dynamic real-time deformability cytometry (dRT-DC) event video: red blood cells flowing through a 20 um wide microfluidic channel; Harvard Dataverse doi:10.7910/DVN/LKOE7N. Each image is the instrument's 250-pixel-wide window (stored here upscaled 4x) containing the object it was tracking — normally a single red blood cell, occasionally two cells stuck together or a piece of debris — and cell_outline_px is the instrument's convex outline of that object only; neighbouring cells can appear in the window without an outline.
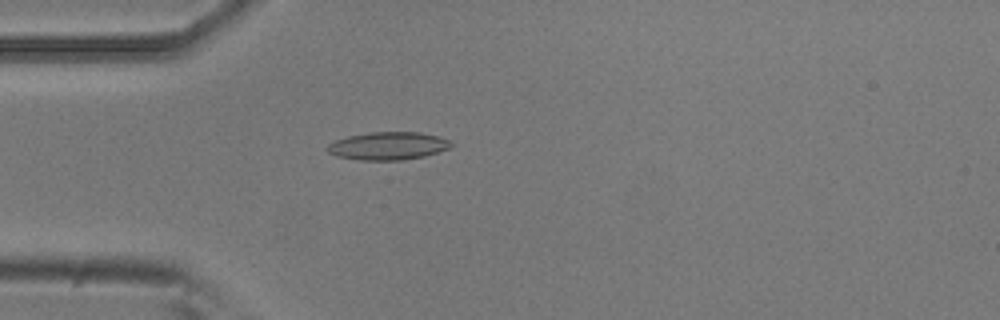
{"species": "common noctule bat (a hibernating species)", "species_latin": "Nyctalus noctula", "temperature_condition": "room temperature", "stored_images_in_passage": 53, "camera_frame_rate_fps": 3000, "um_per_image_px": 0.085, "animal": {"sex": "male", "body_mass_g": 20.5, "forearm_length_mm": 52.5}, "frame": {"image": 1, "passage_image": 15, "time_ms": 4.667, "image_size_px": [1000, 320], "cell_outline_px": [[456, 144], [448, 148], [424, 156], [404, 160], [360, 160], [336, 156], [328, 152], [324, 148], [328, 144], [336, 140], [348, 136], [368, 132], [420, 132], [440, 136]], "centroid_in_image_um": [32.97, 12.4], "position_along_channel_um": 52.0, "area_um2": 20.23}}
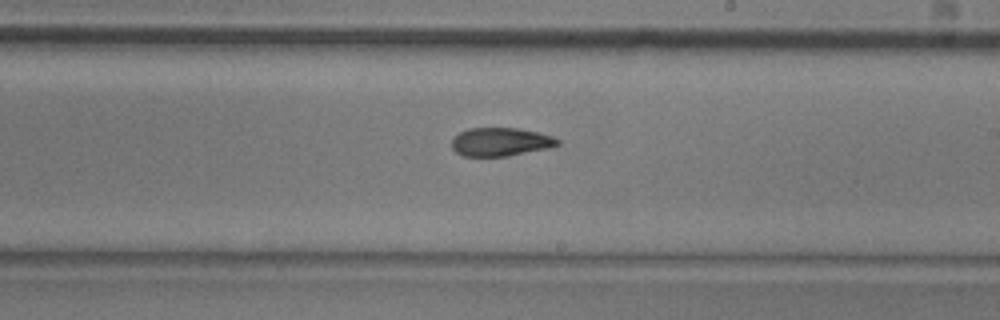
{"frame": {"image": 2, "passage_image": 31, "time_ms": 10.0, "image_size_px": [1000, 320], "cell_outline_px": [[560, 144], [552, 148], [508, 156], [464, 156], [456, 152], [452, 148], [452, 140], [460, 132], [468, 128], [516, 128], [536, 132], [552, 136], [560, 140]], "centroid_in_image_um": [42.58, 12.07], "position_along_channel_um": 246.4, "area_um2": 17.57}}
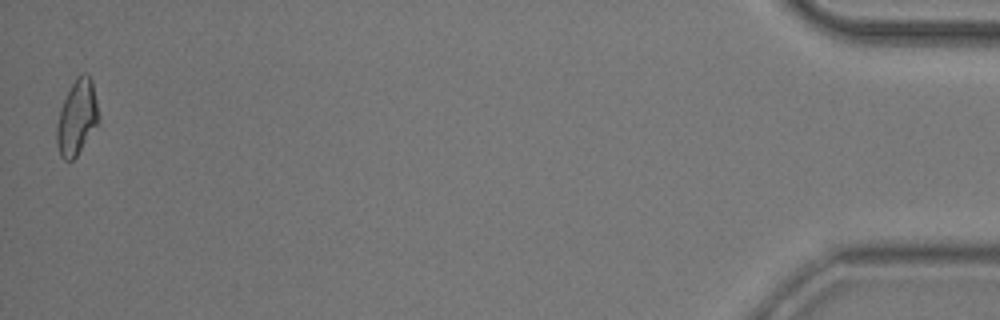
{"frame": {"image": 3, "passage_image": 53, "time_ms": 17.333, "image_size_px": [1000, 320], "cell_outline_px": [[100, 120], [76, 156], [72, 160], [64, 160], [60, 156], [56, 144], [56, 128], [60, 112], [64, 100], [76, 76], [84, 72], [92, 80]], "centroid_in_image_um": [6.54, 9.99], "position_along_channel_um": 428.7, "area_um2": 18.03}, "authors_computed_cell_mechanics": {"area_um2": 18.2648, "velocity_mm_per_s": 3.7734, "shape_relaxation_time_tau1_ms": 10.1428, "shape_relaxation_time_tau2_ms": 2.8847, "deformation_change_tau1": 0.1998, "deformation_change_tau2": 0.0943}}